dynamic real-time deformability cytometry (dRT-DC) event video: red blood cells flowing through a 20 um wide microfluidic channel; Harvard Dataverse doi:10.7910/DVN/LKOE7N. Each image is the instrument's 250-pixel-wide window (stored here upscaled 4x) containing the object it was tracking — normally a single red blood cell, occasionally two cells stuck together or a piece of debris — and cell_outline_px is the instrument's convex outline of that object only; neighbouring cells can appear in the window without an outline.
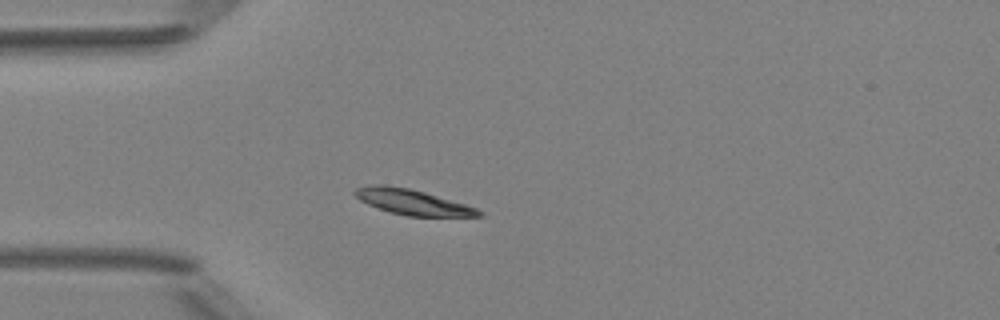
{"species": "Egyptian fruit bat (a non-hibernating species)", "species_latin": "Rousettus aegyptiacus", "temperature_condition": "room temperature", "stored_images_in_passage": 4, "camera_frame_rate_fps": 3000, "um_per_image_px": 0.085, "animal": {"sex": "female"}, "frame": {"image": 1, "passage_image": 3, "time_ms": 2.333, "image_size_px": [1000, 320], "cell_outline_px": [[484, 216], [408, 216], [388, 212], [368, 204], [360, 200], [352, 192], [356, 188], [368, 184], [384, 184], [408, 188], [424, 192], [464, 204], [476, 208], [484, 212]], "centroid_in_image_um": [35.01, 17.17], "position_along_channel_um": 50.0, "area_um2": 18.26}}